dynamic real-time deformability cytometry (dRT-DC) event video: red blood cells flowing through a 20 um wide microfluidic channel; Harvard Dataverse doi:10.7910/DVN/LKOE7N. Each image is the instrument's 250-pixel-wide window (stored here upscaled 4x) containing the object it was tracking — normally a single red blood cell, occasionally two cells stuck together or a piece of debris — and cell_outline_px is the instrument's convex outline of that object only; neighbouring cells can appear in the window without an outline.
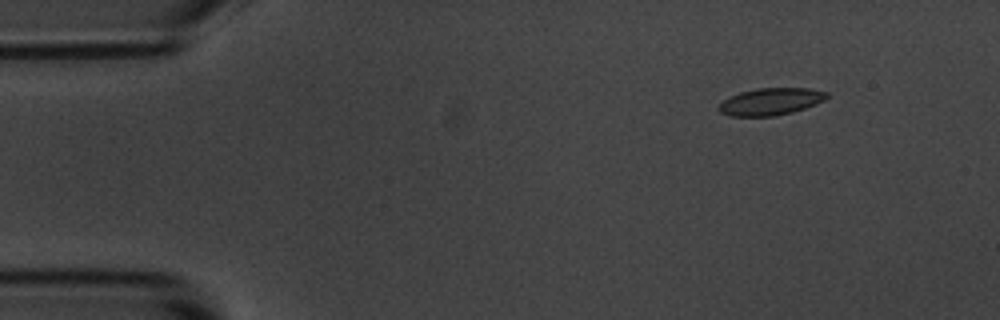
{"species": "common noctule bat (a hibernating species)", "species_latin": "Nyctalus noctula", "temperature_condition": "room temperature", "stored_images_in_passage": 49, "camera_frame_rate_fps": 3000, "um_per_image_px": 0.085, "animal": {"sex": "male", "body_mass_g": 20.1, "forearm_length_mm": 53.5}, "frame": {"image": 1, "passage_image": 1, "time_ms": 0.0, "image_size_px": [1000, 320], "cell_outline_px": [[828, 96], [824, 100], [816, 104], [792, 112], [772, 116], [728, 116], [720, 112], [716, 108], [728, 96], [740, 92], [756, 88], [808, 88], [828, 92]], "centroid_in_image_um": [65.47, 8.63], "position_along_channel_um": 19.5, "area_um2": 17.11}}
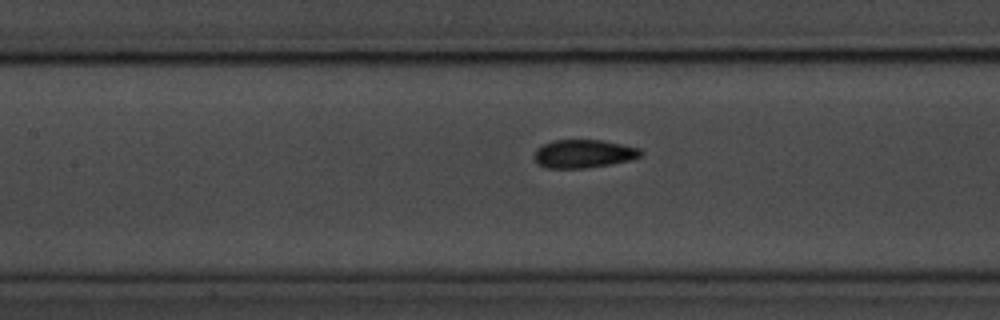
{"frame": {"image": 2, "passage_image": 19, "time_ms": 6.0, "image_size_px": [1000, 320], "cell_outline_px": [[644, 152], [640, 156], [632, 160], [588, 168], [548, 168], [536, 164], [532, 156], [536, 148], [552, 140], [600, 140], [640, 148]], "centroid_in_image_um": [49.57, 13.07], "position_along_channel_um": 157.8, "area_um2": 17.74}}
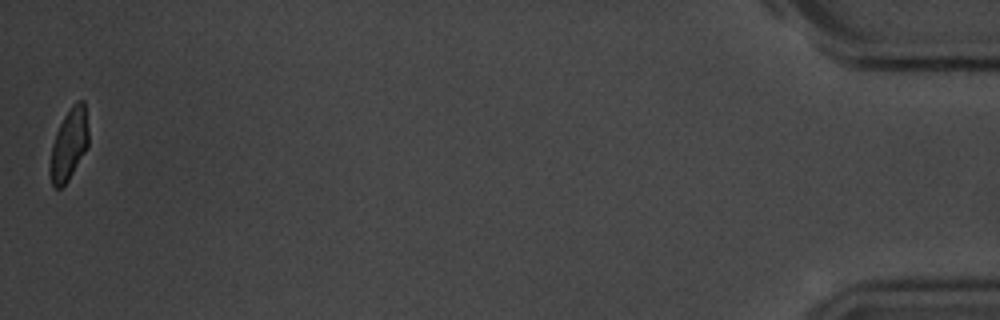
{"frame": {"image": 3, "passage_image": 49, "time_ms": 16.0, "image_size_px": [1000, 320], "cell_outline_px": [[88, 148], [68, 180], [60, 188], [52, 188], [48, 172], [48, 168], [52, 144], [56, 132], [64, 116], [72, 104], [76, 100], [84, 100], [88, 132]], "centroid_in_image_um": [5.84, 12.31], "position_along_channel_um": 429.4, "area_um2": 16.3}, "authors_computed_cell_mechanics": {"area_um2": 17.4556, "velocity_mm_per_s": 3.6681, "shape_relaxation_time_tau1_ms": 4.3997, "shape_relaxation_time_tau2_ms": 1.5379, "deformation_change_tau1": 0.1392, "deformation_change_tau2": 0.0676}}